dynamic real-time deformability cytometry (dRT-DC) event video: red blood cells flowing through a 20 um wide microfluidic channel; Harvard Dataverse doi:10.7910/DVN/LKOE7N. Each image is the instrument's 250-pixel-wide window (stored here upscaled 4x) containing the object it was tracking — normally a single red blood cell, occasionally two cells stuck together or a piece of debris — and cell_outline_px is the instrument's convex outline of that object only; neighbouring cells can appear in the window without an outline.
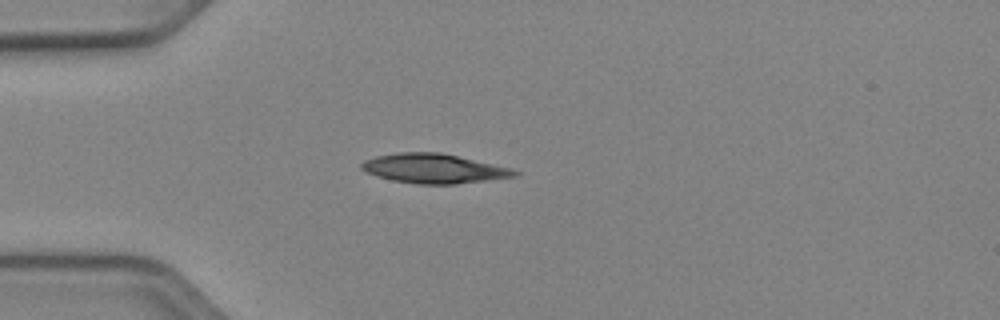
{"species": "Egyptian fruit bat (a non-hibernating species)", "species_latin": "Rousettus aegyptiacus", "temperature_condition": "cold", "stored_images_in_passage": 39, "camera_frame_rate_fps": 3000, "um_per_image_px": 0.085, "animal": {"sex": "female"}, "frame": {"image": 1, "passage_image": 1, "time_ms": 0.0, "image_size_px": [1000, 320], "cell_outline_px": [[520, 172], [516, 176], [456, 184], [416, 184], [392, 180], [376, 176], [360, 168], [360, 164], [364, 160], [376, 156], [396, 152], [440, 152], [512, 168]], "centroid_in_image_um": [36.85, 14.32], "position_along_channel_um": 48.1, "area_um2": 26.24}}
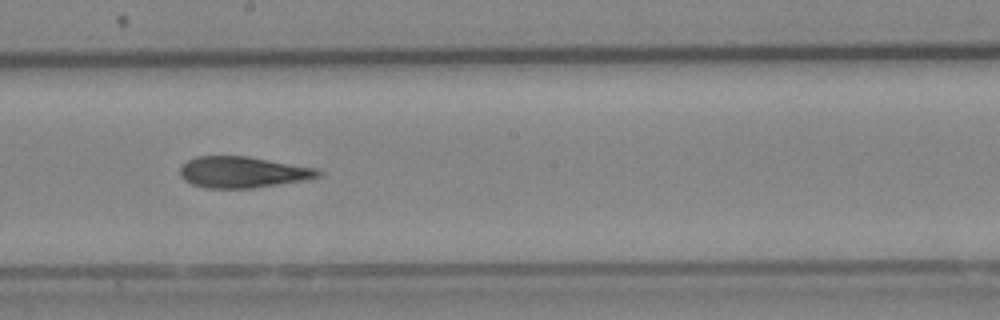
{"frame": {"image": 2, "passage_image": 16, "time_ms": 5.0, "image_size_px": [1000, 320], "cell_outline_px": [[324, 172], [320, 176], [304, 180], [252, 188], [204, 188], [192, 184], [184, 180], [180, 176], [180, 168], [188, 160], [196, 156], [248, 156], [320, 168]], "centroid_in_image_um": [20.66, 14.63], "position_along_channel_um": 227.5, "area_um2": 25.32}}
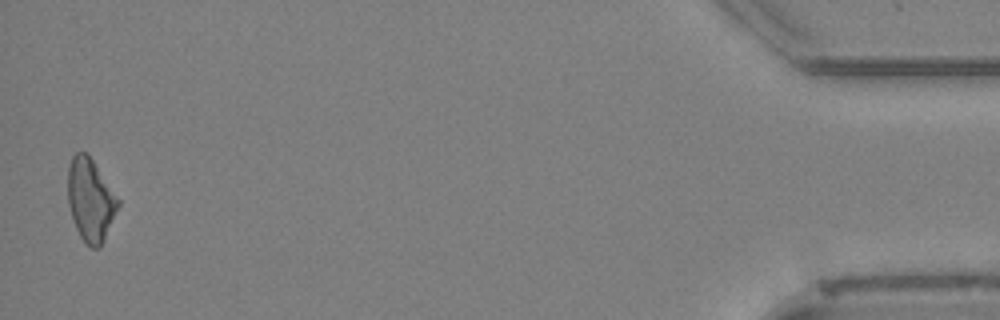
{"frame": {"image": 3, "passage_image": 38, "time_ms": 12.333, "image_size_px": [1000, 320], "cell_outline_px": [[120, 204], [104, 240], [100, 248], [92, 248], [80, 236], [76, 228], [68, 204], [68, 168], [72, 156], [76, 152], [88, 152], [120, 200]], "centroid_in_image_um": [7.7, 16.96], "position_along_channel_um": 427.5, "area_um2": 24.22}, "authors_computed_cell_mechanics": {"area_um2": 25.3742, "velocity_mm_per_s": 3.9278, "shape_relaxation_time_tau1_ms": 6.6071, "shape_relaxation_time_tau2_ms": 4.0525, "deformation_change_tau1": 0.1599, "deformation_change_tau2": 0.1312}}